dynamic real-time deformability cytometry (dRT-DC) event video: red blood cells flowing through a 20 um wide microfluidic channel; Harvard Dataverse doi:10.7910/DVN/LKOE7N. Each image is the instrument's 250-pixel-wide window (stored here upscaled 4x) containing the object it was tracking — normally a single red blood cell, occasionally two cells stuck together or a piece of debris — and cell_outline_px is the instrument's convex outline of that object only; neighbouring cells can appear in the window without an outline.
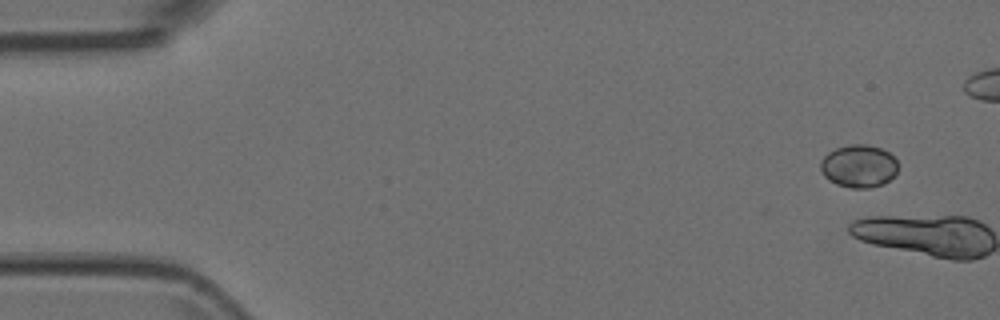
{"species": "Egyptian fruit bat (a non-hibernating species)", "species_latin": "Rousettus aegyptiacus", "temperature_condition": "room temperature", "stored_images_in_passage": 8, "camera_frame_rate_fps": 3000, "um_per_image_px": 0.085, "animal": {"sex": "female"}, "frame": {"image": 1, "passage_image": 1, "time_ms": 0.0, "image_size_px": [1000, 320], "cell_outline_px": [[896, 172], [884, 184], [868, 188], [852, 188], [836, 184], [828, 180], [824, 176], [820, 168], [820, 160], [828, 152], [836, 148], [848, 144], [868, 144], [880, 148], [888, 152], [896, 160]], "centroid_in_image_um": [72.95, 14.11], "position_along_channel_um": 12.0, "area_um2": 19.31}}
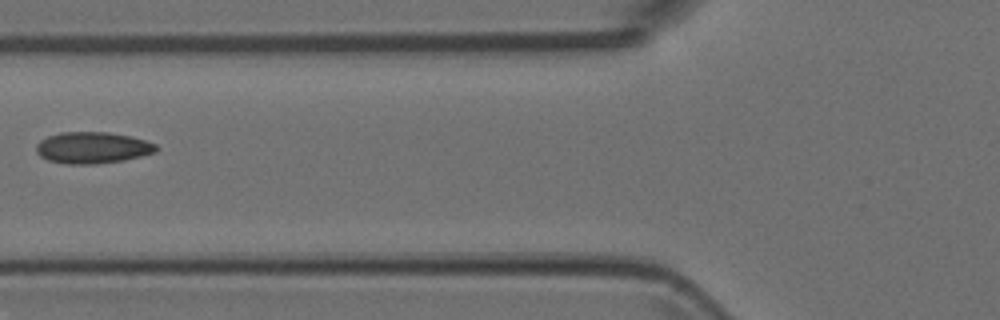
{"frame": {"image": 2, "passage_image": 7, "time_ms": 2.0, "image_size_px": [1000, 320], "cell_outline_px": [[160, 148], [156, 152], [124, 160], [96, 164], [68, 164], [48, 160], [40, 156], [36, 152], [36, 144], [40, 140], [48, 136], [60, 132], [108, 132], [132, 136], [156, 144]], "centroid_in_image_um": [7.87, 12.55], "position_along_channel_um": 117.9, "area_um2": 22.14}}
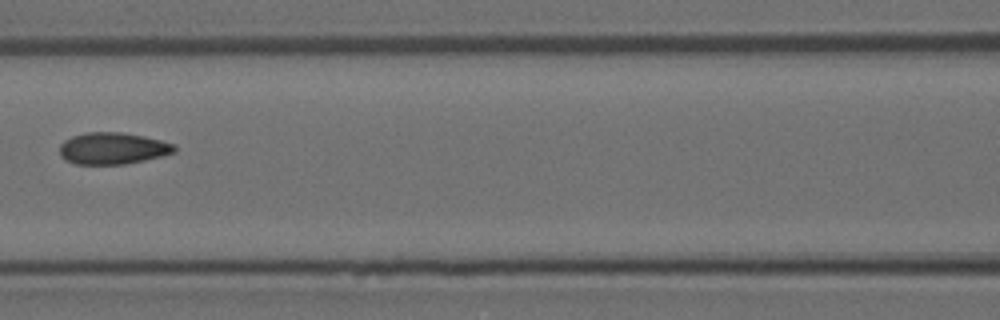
{"frame": {"image": 3, "passage_image": 8, "time_ms": 2.333, "image_size_px": [1000, 320], "cell_outline_px": [[176, 152], [144, 160], [124, 164], [76, 164], [60, 156], [60, 144], [64, 140], [72, 136], [88, 132], [124, 132], [144, 136], [176, 144]], "centroid_in_image_um": [9.59, 12.6], "position_along_channel_um": 157.0, "area_um2": 21.21}}